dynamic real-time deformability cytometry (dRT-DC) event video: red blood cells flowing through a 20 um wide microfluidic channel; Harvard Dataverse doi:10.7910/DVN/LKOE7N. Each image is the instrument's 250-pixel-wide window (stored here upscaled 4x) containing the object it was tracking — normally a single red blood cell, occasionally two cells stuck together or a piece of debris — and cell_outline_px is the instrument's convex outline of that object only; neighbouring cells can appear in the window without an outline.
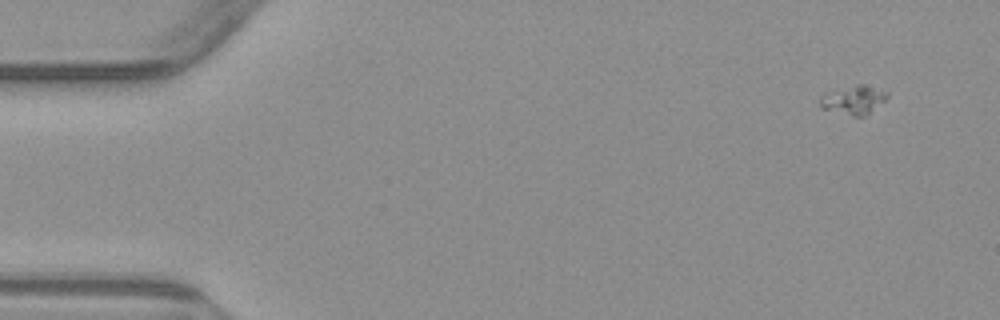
{"species": "common noctule bat (a hibernating species)", "species_latin": "Nyctalus noctula", "temperature_condition": "warm", "stored_images_in_passage": 7, "camera_frame_rate_fps": 3000, "um_per_image_px": 0.085, "animal": {"sex": "male", "body_mass_g": 23.1, "forearm_length_mm": 52.7}, "frame": {"image": 1, "passage_image": 1, "time_ms": 0.0, "image_size_px": [1000, 320], "cell_outline_px": [[888, 96], [884, 100], [864, 116], [852, 116], [820, 108], [820, 96], [856, 84], [860, 84], [888, 92]], "centroid_in_image_um": [72.53, 8.51], "position_along_channel_um": 12.5, "area_um2": 10.75}}
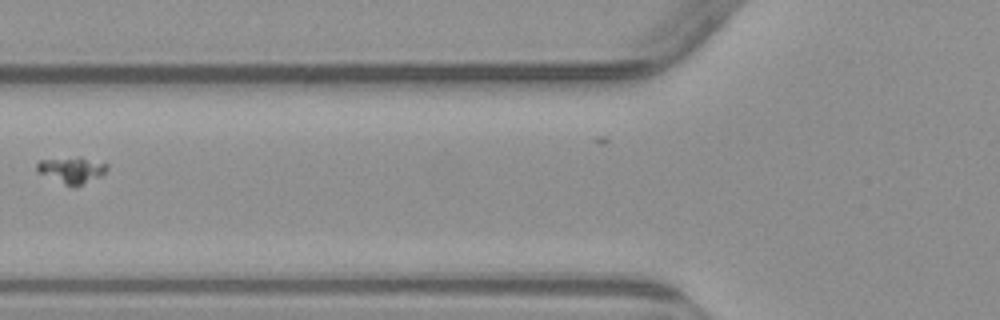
{"frame": {"image": 2, "passage_image": 6, "time_ms": 6.0, "image_size_px": [1000, 320], "cell_outline_px": [[108, 168], [100, 176], [76, 188], [64, 184], [36, 172], [36, 164], [40, 160], [76, 156], [80, 156], [104, 160], [108, 164]], "centroid_in_image_um": [6.14, 14.42], "position_along_channel_um": 119.7, "area_um2": 11.27}}
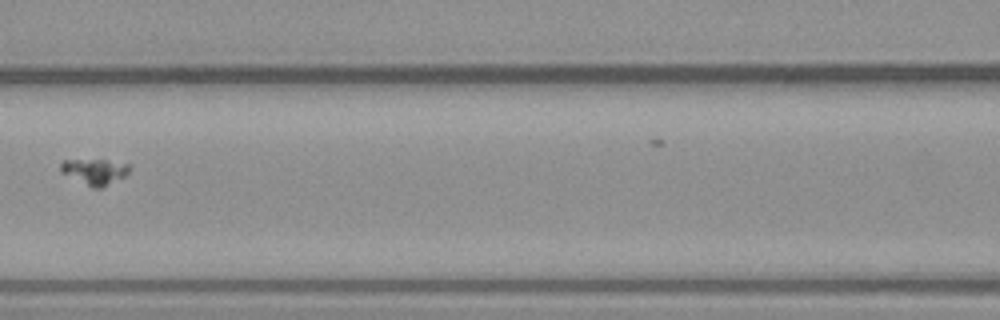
{"frame": {"image": 3, "passage_image": 7, "time_ms": 7.0, "image_size_px": [1000, 320], "cell_outline_px": [[132, 164], [128, 172], [124, 176], [104, 188], [92, 188], [60, 172], [60, 164], [64, 160], [104, 160]], "centroid_in_image_um": [8.06, 14.59], "position_along_channel_um": 158.5, "area_um2": 10.4}}